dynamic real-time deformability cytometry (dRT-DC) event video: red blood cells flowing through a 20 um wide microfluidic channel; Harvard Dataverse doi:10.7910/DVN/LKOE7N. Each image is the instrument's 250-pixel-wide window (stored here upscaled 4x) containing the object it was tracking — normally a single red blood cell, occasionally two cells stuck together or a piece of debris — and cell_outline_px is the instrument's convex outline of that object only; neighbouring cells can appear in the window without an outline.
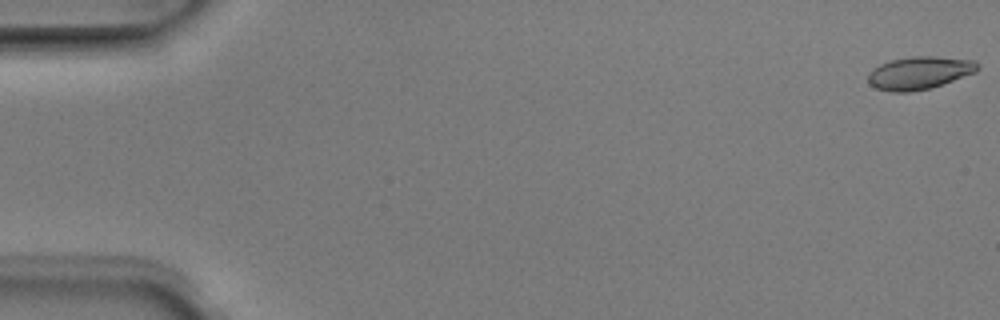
{"species": "Egyptian fruit bat (a non-hibernating species)", "species_latin": "Rousettus aegyptiacus", "temperature_condition": "room temperature", "stored_images_in_passage": 5, "camera_frame_rate_fps": 3000, "um_per_image_px": 0.085, "animal": {"sex": "male"}, "frame": {"image": 1, "passage_image": 1, "time_ms": 0.0, "image_size_px": [1000, 320], "cell_outline_px": [[980, 68], [976, 72], [928, 88], [908, 92], [892, 92], [876, 88], [868, 84], [868, 72], [872, 68], [880, 64], [892, 60], [912, 56], [936, 56], [976, 60], [980, 64]], "centroid_in_image_um": [78.14, 6.18], "position_along_channel_um": 6.9, "area_um2": 20.92}}
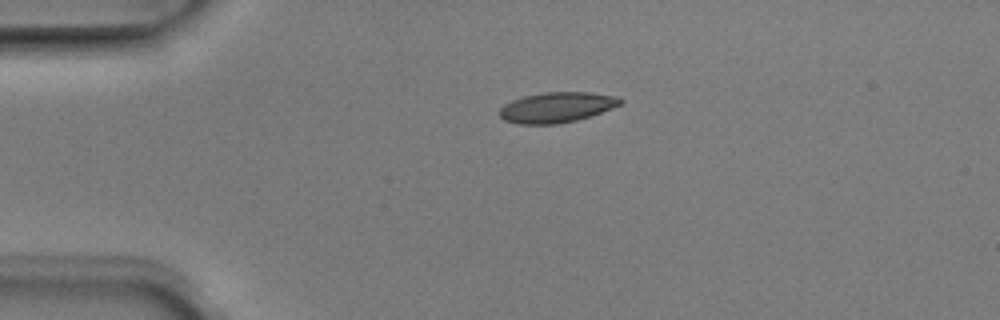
{"frame": {"image": 2, "passage_image": 4, "time_ms": 1.0, "image_size_px": [1000, 320], "cell_outline_px": [[624, 100], [620, 104], [612, 108], [576, 120], [556, 124], [516, 124], [504, 120], [500, 116], [500, 108], [504, 104], [512, 100], [524, 96], [544, 92], [588, 92], [620, 96]], "centroid_in_image_um": [47.32, 9.11], "position_along_channel_um": 37.7, "area_um2": 21.33}}